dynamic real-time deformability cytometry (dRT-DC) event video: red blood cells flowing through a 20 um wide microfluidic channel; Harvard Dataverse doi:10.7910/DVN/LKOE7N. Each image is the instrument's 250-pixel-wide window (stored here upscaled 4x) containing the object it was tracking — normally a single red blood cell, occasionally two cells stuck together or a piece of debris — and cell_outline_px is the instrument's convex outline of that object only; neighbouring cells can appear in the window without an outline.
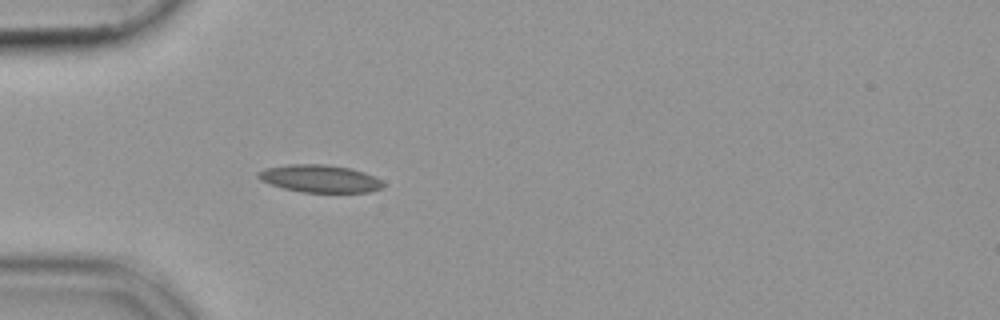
{"species": "common noctule bat (a hibernating species)", "species_latin": "Nyctalus noctula", "temperature_condition": "cold", "stored_images_in_passage": 44, "camera_frame_rate_fps": 3000, "um_per_image_px": 0.085, "animal": {"sex": "female", "body_mass_g": 19.9}, "frame": {"image": 1, "passage_image": 7, "time_ms": 2.0, "image_size_px": [1000, 320], "cell_outline_px": [[384, 184], [380, 188], [368, 192], [300, 192], [284, 188], [260, 180], [256, 176], [256, 172], [264, 168], [288, 164], [324, 164], [352, 168], [364, 172], [380, 180]], "centroid_in_image_um": [27.13, 15.17], "position_along_channel_um": 57.9, "area_um2": 20.0}}